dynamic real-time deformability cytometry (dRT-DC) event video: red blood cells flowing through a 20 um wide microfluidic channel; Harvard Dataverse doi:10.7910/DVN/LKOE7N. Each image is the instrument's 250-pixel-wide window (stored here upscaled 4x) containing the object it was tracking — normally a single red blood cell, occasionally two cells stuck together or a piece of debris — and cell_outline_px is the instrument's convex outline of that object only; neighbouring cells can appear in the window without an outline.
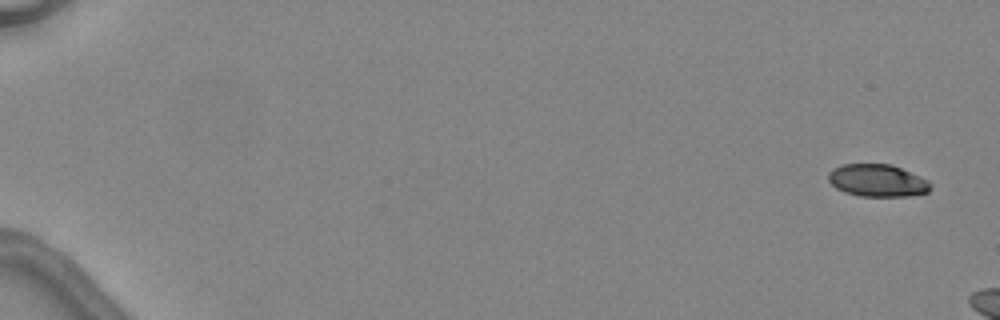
{"species": "common noctule bat (a hibernating species)", "species_latin": "Nyctalus noctula", "temperature_condition": "warm", "stored_images_in_passage": 2, "camera_frame_rate_fps": 3000, "um_per_image_px": 0.085, "animal": {"sex": "female", "body_mass_g": 24.6, "forearm_length_mm": 56.2}, "frame": {"image": 1, "passage_image": 2, "time_ms": 1.333, "image_size_px": [1000, 320], "cell_outline_px": [[932, 188], [928, 192], [908, 196], [860, 196], [844, 192], [836, 188], [828, 180], [828, 172], [832, 168], [844, 164], [892, 164], [920, 176], [928, 180], [932, 184]], "centroid_in_image_um": [74.59, 15.34], "position_along_channel_um": 10.4, "area_um2": 19.42}}